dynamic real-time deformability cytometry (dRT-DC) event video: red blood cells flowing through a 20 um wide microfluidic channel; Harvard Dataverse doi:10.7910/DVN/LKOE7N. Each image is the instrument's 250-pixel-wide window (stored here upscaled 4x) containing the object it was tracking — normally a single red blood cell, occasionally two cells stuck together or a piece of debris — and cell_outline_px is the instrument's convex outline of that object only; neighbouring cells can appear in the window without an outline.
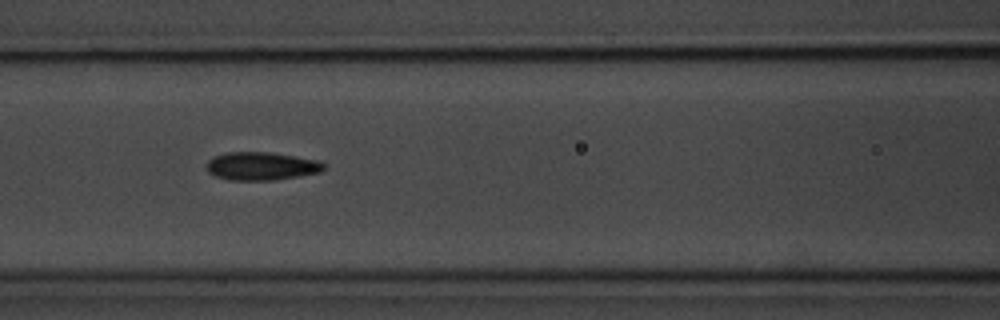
{"species": "common noctule bat (a hibernating species)", "species_latin": "Nyctalus noctula", "temperature_condition": "room temperature", "stored_images_in_passage": 7, "camera_frame_rate_fps": 3000, "um_per_image_px": 0.085, "animal": {"sex": "male", "body_mass_g": 20.1, "forearm_length_mm": 53.5}, "frame": {"image": 1, "passage_image": 5, "time_ms": 4.667, "image_size_px": [1000, 320], "cell_outline_px": [[324, 168], [320, 172], [272, 180], [228, 180], [216, 176], [208, 172], [208, 160], [212, 156], [228, 152], [268, 152], [296, 156], [320, 160], [324, 164]], "centroid_in_image_um": [22.21, 14.11], "position_along_channel_um": 144.4, "area_um2": 19.13}}
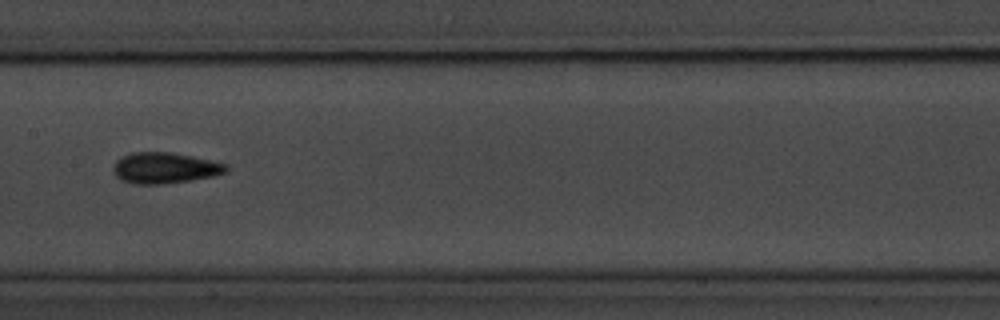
{"frame": {"image": 2, "passage_image": 6, "time_ms": 6.0, "image_size_px": [1000, 320], "cell_outline_px": [[228, 172], [212, 176], [164, 184], [132, 184], [120, 180], [116, 176], [112, 168], [116, 160], [120, 156], [132, 152], [168, 152], [192, 156], [228, 164]], "centroid_in_image_um": [13.97, 14.27], "position_along_channel_um": 193.4, "area_um2": 20.46}}